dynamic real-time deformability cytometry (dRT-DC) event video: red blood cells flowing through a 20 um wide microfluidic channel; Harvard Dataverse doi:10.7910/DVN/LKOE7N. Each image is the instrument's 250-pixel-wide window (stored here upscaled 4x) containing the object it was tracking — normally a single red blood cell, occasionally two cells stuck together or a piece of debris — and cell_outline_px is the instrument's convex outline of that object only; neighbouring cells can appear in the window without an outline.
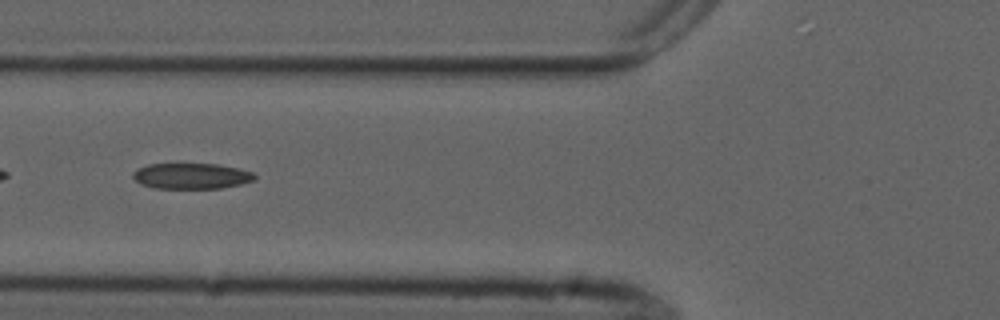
{"species": "common noctule bat (a hibernating species)", "species_latin": "Nyctalus noctula", "temperature_condition": "cold", "stored_images_in_passage": 49, "camera_frame_rate_fps": 3000, "um_per_image_px": 0.085, "animal": {"sex": "male", "forearm_length_mm": 52.5}, "frame": {"image": 1, "passage_image": 20, "time_ms": 6.333, "image_size_px": [1000, 320], "cell_outline_px": [[256, 180], [240, 184], [220, 188], [156, 188], [140, 184], [132, 176], [132, 172], [148, 164], [216, 164], [236, 168], [252, 172], [256, 176]], "centroid_in_image_um": [16.27, 14.96], "position_along_channel_um": 109.5, "area_um2": 18.09}}
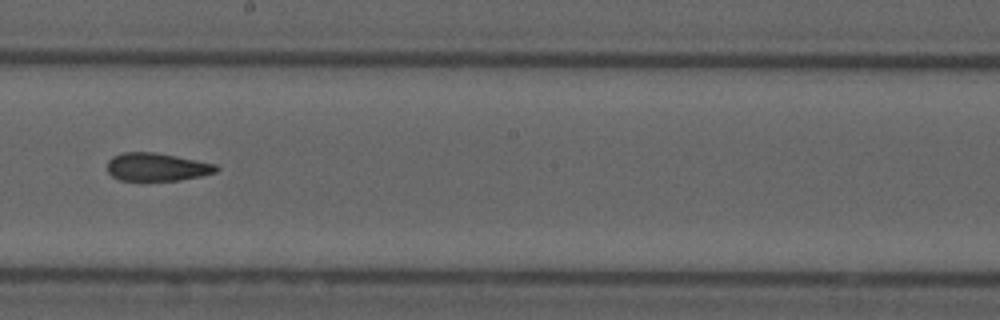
{"frame": {"image": 2, "passage_image": 30, "time_ms": 9.667, "image_size_px": [1000, 320], "cell_outline_px": [[220, 168], [216, 172], [200, 176], [180, 180], [120, 180], [112, 176], [108, 172], [108, 160], [112, 156], [124, 152], [156, 152], [216, 164]], "centroid_in_image_um": [13.33, 14.19], "position_along_channel_um": 234.9, "area_um2": 17.74}}
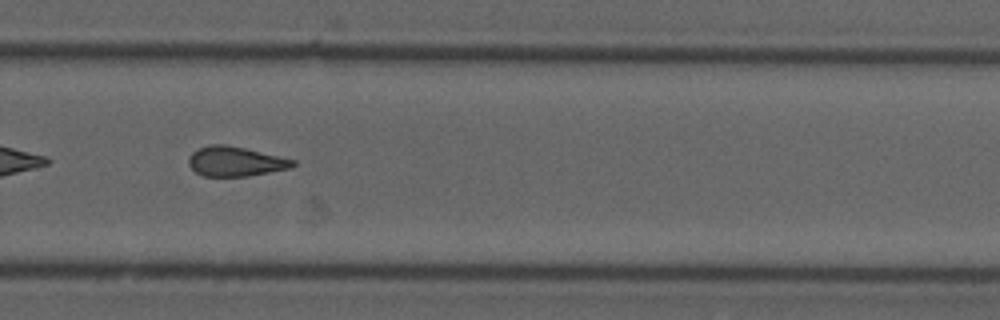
{"frame": {"image": 3, "passage_image": 36, "time_ms": 11.667, "image_size_px": [1000, 320], "cell_outline_px": [[296, 164], [292, 168], [248, 176], [204, 176], [196, 172], [188, 164], [188, 156], [192, 152], [200, 148], [212, 144], [224, 144], [244, 148], [296, 160]], "centroid_in_image_um": [20.02, 13.72], "position_along_channel_um": 309.8, "area_um2": 17.98}, "authors_computed_cell_mechanics": {"area_um2": 18.496, "velocity_mm_per_s": 3.7613, "shape_relaxation_time_tau1_ms": null, "shape_relaxation_time_tau2_ms": 3.5408, "deformation_change_tau1": null, "deformation_change_tau2": 0.1199}}